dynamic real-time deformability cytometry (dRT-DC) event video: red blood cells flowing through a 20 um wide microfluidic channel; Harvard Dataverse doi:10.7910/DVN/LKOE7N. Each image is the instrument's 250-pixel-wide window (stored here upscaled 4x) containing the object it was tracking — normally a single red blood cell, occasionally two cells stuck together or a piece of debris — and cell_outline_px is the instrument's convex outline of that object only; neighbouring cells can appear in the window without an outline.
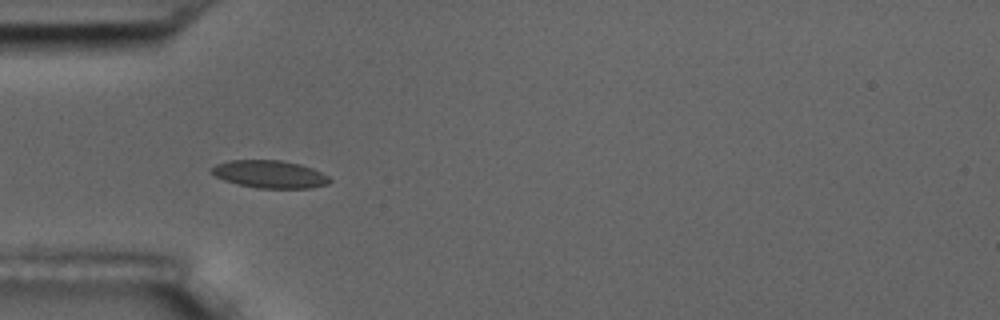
{"species": "common noctule bat (a hibernating species)", "species_latin": "Nyctalus noctula", "temperature_condition": "room temperature", "stored_images_in_passage": 6, "camera_frame_rate_fps": 3000, "um_per_image_px": 0.085, "animal": {"sex": "male", "body_mass_g": 17.5, "forearm_length_mm": 52.3}, "frame": {"image": 1, "passage_image": 5, "time_ms": 5.667, "image_size_px": [1000, 320], "cell_outline_px": [[332, 180], [328, 184], [312, 188], [256, 188], [224, 180], [208, 172], [208, 168], [216, 164], [228, 160], [280, 160], [300, 164], [312, 168], [328, 176]], "centroid_in_image_um": [22.89, 14.8], "position_along_channel_um": 62.1, "area_um2": 19.13}}